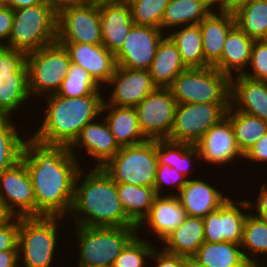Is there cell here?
I'll use <instances>...</instances> for the list:
<instances>
[{"mask_svg":"<svg viewBox=\"0 0 267 267\" xmlns=\"http://www.w3.org/2000/svg\"><path fill=\"white\" fill-rule=\"evenodd\" d=\"M69 146L44 144L32 136L25 139L21 160L33 184L36 217L69 216L74 184L81 166Z\"/></svg>","mask_w":267,"mask_h":267,"instance_id":"6da1fadb","label":"cell"},{"mask_svg":"<svg viewBox=\"0 0 267 267\" xmlns=\"http://www.w3.org/2000/svg\"><path fill=\"white\" fill-rule=\"evenodd\" d=\"M84 172L82 168L78 171L74 184V201L69 213L75 217L74 224L86 227L137 226L126 215L113 179L101 167H93L87 174Z\"/></svg>","mask_w":267,"mask_h":267,"instance_id":"7a4b0ae2","label":"cell"},{"mask_svg":"<svg viewBox=\"0 0 267 267\" xmlns=\"http://www.w3.org/2000/svg\"><path fill=\"white\" fill-rule=\"evenodd\" d=\"M103 95L67 98L56 94L45 96V115L31 136L44 144L70 146L81 129L101 115Z\"/></svg>","mask_w":267,"mask_h":267,"instance_id":"3957f363","label":"cell"},{"mask_svg":"<svg viewBox=\"0 0 267 267\" xmlns=\"http://www.w3.org/2000/svg\"><path fill=\"white\" fill-rule=\"evenodd\" d=\"M14 18L8 43L4 45L26 54L57 40V9L40 4L13 10Z\"/></svg>","mask_w":267,"mask_h":267,"instance_id":"277c9868","label":"cell"},{"mask_svg":"<svg viewBox=\"0 0 267 267\" xmlns=\"http://www.w3.org/2000/svg\"><path fill=\"white\" fill-rule=\"evenodd\" d=\"M79 245L78 267L113 266L115 259L138 234L137 226L86 227L75 225Z\"/></svg>","mask_w":267,"mask_h":267,"instance_id":"5b68a950","label":"cell"},{"mask_svg":"<svg viewBox=\"0 0 267 267\" xmlns=\"http://www.w3.org/2000/svg\"><path fill=\"white\" fill-rule=\"evenodd\" d=\"M60 216L20 217L18 249L20 267H50L60 236ZM58 225V226H57ZM22 260V261H21ZM23 262V265H21Z\"/></svg>","mask_w":267,"mask_h":267,"instance_id":"8992f818","label":"cell"},{"mask_svg":"<svg viewBox=\"0 0 267 267\" xmlns=\"http://www.w3.org/2000/svg\"><path fill=\"white\" fill-rule=\"evenodd\" d=\"M168 88L177 104L230 103L231 78L213 66L187 68Z\"/></svg>","mask_w":267,"mask_h":267,"instance_id":"52a82bcc","label":"cell"},{"mask_svg":"<svg viewBox=\"0 0 267 267\" xmlns=\"http://www.w3.org/2000/svg\"><path fill=\"white\" fill-rule=\"evenodd\" d=\"M158 158L156 140L122 146L101 168L115 183L154 187Z\"/></svg>","mask_w":267,"mask_h":267,"instance_id":"ba28073f","label":"cell"},{"mask_svg":"<svg viewBox=\"0 0 267 267\" xmlns=\"http://www.w3.org/2000/svg\"><path fill=\"white\" fill-rule=\"evenodd\" d=\"M70 64L68 51L57 41L27 53L26 66L31 98L56 94Z\"/></svg>","mask_w":267,"mask_h":267,"instance_id":"9c48e42d","label":"cell"},{"mask_svg":"<svg viewBox=\"0 0 267 267\" xmlns=\"http://www.w3.org/2000/svg\"><path fill=\"white\" fill-rule=\"evenodd\" d=\"M56 41L102 44L99 4L79 2L58 8Z\"/></svg>","mask_w":267,"mask_h":267,"instance_id":"30bf717a","label":"cell"},{"mask_svg":"<svg viewBox=\"0 0 267 267\" xmlns=\"http://www.w3.org/2000/svg\"><path fill=\"white\" fill-rule=\"evenodd\" d=\"M230 103L177 104L174 122L168 140L195 145L226 115Z\"/></svg>","mask_w":267,"mask_h":267,"instance_id":"8fae6325","label":"cell"},{"mask_svg":"<svg viewBox=\"0 0 267 267\" xmlns=\"http://www.w3.org/2000/svg\"><path fill=\"white\" fill-rule=\"evenodd\" d=\"M177 102L169 88L157 87L134 108L140 131L147 140L170 138Z\"/></svg>","mask_w":267,"mask_h":267,"instance_id":"7c38bea8","label":"cell"},{"mask_svg":"<svg viewBox=\"0 0 267 267\" xmlns=\"http://www.w3.org/2000/svg\"><path fill=\"white\" fill-rule=\"evenodd\" d=\"M0 202L12 217H36L33 184L22 160L0 174Z\"/></svg>","mask_w":267,"mask_h":267,"instance_id":"4fadbf2b","label":"cell"},{"mask_svg":"<svg viewBox=\"0 0 267 267\" xmlns=\"http://www.w3.org/2000/svg\"><path fill=\"white\" fill-rule=\"evenodd\" d=\"M249 212L252 211L248 200L237 201L232 200L231 197L228 198L217 210L202 218L204 242L221 243L226 241L240 244L244 223Z\"/></svg>","mask_w":267,"mask_h":267,"instance_id":"5bb4252c","label":"cell"},{"mask_svg":"<svg viewBox=\"0 0 267 267\" xmlns=\"http://www.w3.org/2000/svg\"><path fill=\"white\" fill-rule=\"evenodd\" d=\"M164 36L161 29L134 24L121 49L115 54L117 66L148 70Z\"/></svg>","mask_w":267,"mask_h":267,"instance_id":"9a60e30c","label":"cell"},{"mask_svg":"<svg viewBox=\"0 0 267 267\" xmlns=\"http://www.w3.org/2000/svg\"><path fill=\"white\" fill-rule=\"evenodd\" d=\"M195 145L199 151V160L211 163L214 167L233 164L236 158L240 159L239 161L241 158L245 160L236 143L231 122L226 116L211 126Z\"/></svg>","mask_w":267,"mask_h":267,"instance_id":"2e32d148","label":"cell"},{"mask_svg":"<svg viewBox=\"0 0 267 267\" xmlns=\"http://www.w3.org/2000/svg\"><path fill=\"white\" fill-rule=\"evenodd\" d=\"M108 86L113 88L109 99L103 105L135 107L157 87L148 70L118 67L109 79Z\"/></svg>","mask_w":267,"mask_h":267,"instance_id":"e0dca14e","label":"cell"},{"mask_svg":"<svg viewBox=\"0 0 267 267\" xmlns=\"http://www.w3.org/2000/svg\"><path fill=\"white\" fill-rule=\"evenodd\" d=\"M60 44L64 45L68 51L71 63L81 66L86 70L100 87L107 85L117 68L115 54L108 51L103 44Z\"/></svg>","mask_w":267,"mask_h":267,"instance_id":"ac0fdd59","label":"cell"},{"mask_svg":"<svg viewBox=\"0 0 267 267\" xmlns=\"http://www.w3.org/2000/svg\"><path fill=\"white\" fill-rule=\"evenodd\" d=\"M96 120L85 125L78 137L69 146V151L77 158V152L75 149L82 148L86 150L87 154L96 161L94 167H102L109 159L114 157L120 150V146L115 141L110 128L103 117V120L98 118ZM102 120V121H100Z\"/></svg>","mask_w":267,"mask_h":267,"instance_id":"d6986e66","label":"cell"},{"mask_svg":"<svg viewBox=\"0 0 267 267\" xmlns=\"http://www.w3.org/2000/svg\"><path fill=\"white\" fill-rule=\"evenodd\" d=\"M187 217L178 197L170 193L156 195L149 214L137 226L138 232L147 227L153 235L162 241L175 230ZM146 225V226H145ZM142 228V229H141Z\"/></svg>","mask_w":267,"mask_h":267,"instance_id":"ffe728a7","label":"cell"},{"mask_svg":"<svg viewBox=\"0 0 267 267\" xmlns=\"http://www.w3.org/2000/svg\"><path fill=\"white\" fill-rule=\"evenodd\" d=\"M102 44L113 54L122 47L134 25L130 6L126 0L99 4Z\"/></svg>","mask_w":267,"mask_h":267,"instance_id":"44dd1931","label":"cell"},{"mask_svg":"<svg viewBox=\"0 0 267 267\" xmlns=\"http://www.w3.org/2000/svg\"><path fill=\"white\" fill-rule=\"evenodd\" d=\"M176 195L186 211L187 216L206 217L210 212L217 210L229 196H224L222 190L200 179H191Z\"/></svg>","mask_w":267,"mask_h":267,"instance_id":"7402d4cb","label":"cell"},{"mask_svg":"<svg viewBox=\"0 0 267 267\" xmlns=\"http://www.w3.org/2000/svg\"><path fill=\"white\" fill-rule=\"evenodd\" d=\"M230 105L267 121V81L254 80L243 74L231 77Z\"/></svg>","mask_w":267,"mask_h":267,"instance_id":"603a6c76","label":"cell"},{"mask_svg":"<svg viewBox=\"0 0 267 267\" xmlns=\"http://www.w3.org/2000/svg\"><path fill=\"white\" fill-rule=\"evenodd\" d=\"M235 25L233 13L212 10L200 23L204 60L213 66L222 56L229 30Z\"/></svg>","mask_w":267,"mask_h":267,"instance_id":"cb8c5ba5","label":"cell"},{"mask_svg":"<svg viewBox=\"0 0 267 267\" xmlns=\"http://www.w3.org/2000/svg\"><path fill=\"white\" fill-rule=\"evenodd\" d=\"M253 42L254 40L235 24L226 36L221 58L213 67L230 78L235 74H243L249 66Z\"/></svg>","mask_w":267,"mask_h":267,"instance_id":"d4e9b609","label":"cell"},{"mask_svg":"<svg viewBox=\"0 0 267 267\" xmlns=\"http://www.w3.org/2000/svg\"><path fill=\"white\" fill-rule=\"evenodd\" d=\"M103 113H105L104 119L110 131L120 147L140 144L147 140L140 131L134 107L102 105L101 115Z\"/></svg>","mask_w":267,"mask_h":267,"instance_id":"484cf974","label":"cell"},{"mask_svg":"<svg viewBox=\"0 0 267 267\" xmlns=\"http://www.w3.org/2000/svg\"><path fill=\"white\" fill-rule=\"evenodd\" d=\"M164 251L192 258L204 243V222L201 217L187 216L162 241Z\"/></svg>","mask_w":267,"mask_h":267,"instance_id":"4316f807","label":"cell"},{"mask_svg":"<svg viewBox=\"0 0 267 267\" xmlns=\"http://www.w3.org/2000/svg\"><path fill=\"white\" fill-rule=\"evenodd\" d=\"M186 69L176 44L166 34L159 42L153 62L148 69L153 83L156 87L168 88Z\"/></svg>","mask_w":267,"mask_h":267,"instance_id":"83f0119b","label":"cell"},{"mask_svg":"<svg viewBox=\"0 0 267 267\" xmlns=\"http://www.w3.org/2000/svg\"><path fill=\"white\" fill-rule=\"evenodd\" d=\"M203 267H246V260L240 244L232 242H204L191 258Z\"/></svg>","mask_w":267,"mask_h":267,"instance_id":"f1b7e54d","label":"cell"},{"mask_svg":"<svg viewBox=\"0 0 267 267\" xmlns=\"http://www.w3.org/2000/svg\"><path fill=\"white\" fill-rule=\"evenodd\" d=\"M211 11L202 0H169L162 18L161 30L165 33L172 28L199 24Z\"/></svg>","mask_w":267,"mask_h":267,"instance_id":"f546056e","label":"cell"},{"mask_svg":"<svg viewBox=\"0 0 267 267\" xmlns=\"http://www.w3.org/2000/svg\"><path fill=\"white\" fill-rule=\"evenodd\" d=\"M165 34L176 44L181 59L187 68L209 67L204 60L199 24L182 26L179 27V30L177 28L176 30L172 29Z\"/></svg>","mask_w":267,"mask_h":267,"instance_id":"4dcf8cb0","label":"cell"},{"mask_svg":"<svg viewBox=\"0 0 267 267\" xmlns=\"http://www.w3.org/2000/svg\"><path fill=\"white\" fill-rule=\"evenodd\" d=\"M156 154L158 165H169L186 178L191 173L190 165L195 164L193 161L195 159L198 161L200 158L196 145L173 142L168 139L156 140Z\"/></svg>","mask_w":267,"mask_h":267,"instance_id":"1f68e13d","label":"cell"},{"mask_svg":"<svg viewBox=\"0 0 267 267\" xmlns=\"http://www.w3.org/2000/svg\"><path fill=\"white\" fill-rule=\"evenodd\" d=\"M116 189L126 215L138 226L150 212L156 196L154 187L116 183Z\"/></svg>","mask_w":267,"mask_h":267,"instance_id":"d6a6232c","label":"cell"},{"mask_svg":"<svg viewBox=\"0 0 267 267\" xmlns=\"http://www.w3.org/2000/svg\"><path fill=\"white\" fill-rule=\"evenodd\" d=\"M225 116L231 122L236 143L243 154L267 133V121L235 110L231 105Z\"/></svg>","mask_w":267,"mask_h":267,"instance_id":"836d02e7","label":"cell"},{"mask_svg":"<svg viewBox=\"0 0 267 267\" xmlns=\"http://www.w3.org/2000/svg\"><path fill=\"white\" fill-rule=\"evenodd\" d=\"M28 74L0 76V114L12 119L13 113L30 99Z\"/></svg>","mask_w":267,"mask_h":267,"instance_id":"e575fe53","label":"cell"},{"mask_svg":"<svg viewBox=\"0 0 267 267\" xmlns=\"http://www.w3.org/2000/svg\"><path fill=\"white\" fill-rule=\"evenodd\" d=\"M235 24L253 40H267V0H251L234 13Z\"/></svg>","mask_w":267,"mask_h":267,"instance_id":"d590c367","label":"cell"},{"mask_svg":"<svg viewBox=\"0 0 267 267\" xmlns=\"http://www.w3.org/2000/svg\"><path fill=\"white\" fill-rule=\"evenodd\" d=\"M240 246L248 263L263 265V261L257 257L259 254L267 256V221L249 212L244 223Z\"/></svg>","mask_w":267,"mask_h":267,"instance_id":"8d00e7d4","label":"cell"},{"mask_svg":"<svg viewBox=\"0 0 267 267\" xmlns=\"http://www.w3.org/2000/svg\"><path fill=\"white\" fill-rule=\"evenodd\" d=\"M12 119L0 121V174L21 160L24 149L25 135L20 136V130Z\"/></svg>","mask_w":267,"mask_h":267,"instance_id":"74e56055","label":"cell"},{"mask_svg":"<svg viewBox=\"0 0 267 267\" xmlns=\"http://www.w3.org/2000/svg\"><path fill=\"white\" fill-rule=\"evenodd\" d=\"M102 88L81 66L71 63L67 75L56 95L73 98L87 95H102Z\"/></svg>","mask_w":267,"mask_h":267,"instance_id":"f35d334b","label":"cell"},{"mask_svg":"<svg viewBox=\"0 0 267 267\" xmlns=\"http://www.w3.org/2000/svg\"><path fill=\"white\" fill-rule=\"evenodd\" d=\"M135 25L161 29L164 11L169 0H126Z\"/></svg>","mask_w":267,"mask_h":267,"instance_id":"ab89813d","label":"cell"},{"mask_svg":"<svg viewBox=\"0 0 267 267\" xmlns=\"http://www.w3.org/2000/svg\"><path fill=\"white\" fill-rule=\"evenodd\" d=\"M155 247L137 234L115 259L113 267H146Z\"/></svg>","mask_w":267,"mask_h":267,"instance_id":"60d3db41","label":"cell"},{"mask_svg":"<svg viewBox=\"0 0 267 267\" xmlns=\"http://www.w3.org/2000/svg\"><path fill=\"white\" fill-rule=\"evenodd\" d=\"M25 52L0 46V76L28 74Z\"/></svg>","mask_w":267,"mask_h":267,"instance_id":"b9f144b4","label":"cell"},{"mask_svg":"<svg viewBox=\"0 0 267 267\" xmlns=\"http://www.w3.org/2000/svg\"><path fill=\"white\" fill-rule=\"evenodd\" d=\"M249 64L251 70L249 73L245 71L243 75L254 80L267 81V40H254Z\"/></svg>","mask_w":267,"mask_h":267,"instance_id":"7bdbcfd3","label":"cell"},{"mask_svg":"<svg viewBox=\"0 0 267 267\" xmlns=\"http://www.w3.org/2000/svg\"><path fill=\"white\" fill-rule=\"evenodd\" d=\"M187 178L180 174L175 168L169 165H158L156 172V180L154 184V190L156 195H165L163 190L166 188L165 185L177 188V193L174 191L171 195H177L181 188L186 184Z\"/></svg>","mask_w":267,"mask_h":267,"instance_id":"ee69618b","label":"cell"},{"mask_svg":"<svg viewBox=\"0 0 267 267\" xmlns=\"http://www.w3.org/2000/svg\"><path fill=\"white\" fill-rule=\"evenodd\" d=\"M20 218L12 217L7 223L0 227V252L18 249V231Z\"/></svg>","mask_w":267,"mask_h":267,"instance_id":"f6af8a7d","label":"cell"},{"mask_svg":"<svg viewBox=\"0 0 267 267\" xmlns=\"http://www.w3.org/2000/svg\"><path fill=\"white\" fill-rule=\"evenodd\" d=\"M151 259L156 262L154 267H183L187 257L174 255L155 247L150 256Z\"/></svg>","mask_w":267,"mask_h":267,"instance_id":"bcb514c9","label":"cell"},{"mask_svg":"<svg viewBox=\"0 0 267 267\" xmlns=\"http://www.w3.org/2000/svg\"><path fill=\"white\" fill-rule=\"evenodd\" d=\"M13 18V10L6 4H0V46L6 45L9 41L12 31Z\"/></svg>","mask_w":267,"mask_h":267,"instance_id":"7dc6e473","label":"cell"},{"mask_svg":"<svg viewBox=\"0 0 267 267\" xmlns=\"http://www.w3.org/2000/svg\"><path fill=\"white\" fill-rule=\"evenodd\" d=\"M244 158L254 163L267 162V133L244 154Z\"/></svg>","mask_w":267,"mask_h":267,"instance_id":"c3c4849f","label":"cell"},{"mask_svg":"<svg viewBox=\"0 0 267 267\" xmlns=\"http://www.w3.org/2000/svg\"><path fill=\"white\" fill-rule=\"evenodd\" d=\"M255 203L248 200L250 208L256 210V217L267 221V183H262Z\"/></svg>","mask_w":267,"mask_h":267,"instance_id":"681fc988","label":"cell"},{"mask_svg":"<svg viewBox=\"0 0 267 267\" xmlns=\"http://www.w3.org/2000/svg\"><path fill=\"white\" fill-rule=\"evenodd\" d=\"M19 250H7L0 252V267H20Z\"/></svg>","mask_w":267,"mask_h":267,"instance_id":"f907efd6","label":"cell"},{"mask_svg":"<svg viewBox=\"0 0 267 267\" xmlns=\"http://www.w3.org/2000/svg\"><path fill=\"white\" fill-rule=\"evenodd\" d=\"M49 4L46 0H9L6 5L12 10H17L20 8H26L29 6Z\"/></svg>","mask_w":267,"mask_h":267,"instance_id":"816d5d0a","label":"cell"},{"mask_svg":"<svg viewBox=\"0 0 267 267\" xmlns=\"http://www.w3.org/2000/svg\"><path fill=\"white\" fill-rule=\"evenodd\" d=\"M249 1L251 0H222L221 7L217 11L234 13Z\"/></svg>","mask_w":267,"mask_h":267,"instance_id":"f5cc1de1","label":"cell"},{"mask_svg":"<svg viewBox=\"0 0 267 267\" xmlns=\"http://www.w3.org/2000/svg\"><path fill=\"white\" fill-rule=\"evenodd\" d=\"M11 218L12 216L8 213L6 208L0 202V227L7 223Z\"/></svg>","mask_w":267,"mask_h":267,"instance_id":"db71d44e","label":"cell"},{"mask_svg":"<svg viewBox=\"0 0 267 267\" xmlns=\"http://www.w3.org/2000/svg\"><path fill=\"white\" fill-rule=\"evenodd\" d=\"M47 3L52 4L56 9L61 6L68 5L71 3H79L81 0H46Z\"/></svg>","mask_w":267,"mask_h":267,"instance_id":"11a10c76","label":"cell"},{"mask_svg":"<svg viewBox=\"0 0 267 267\" xmlns=\"http://www.w3.org/2000/svg\"><path fill=\"white\" fill-rule=\"evenodd\" d=\"M202 1L206 5H208L212 10L219 9L221 7V4H222V0H202Z\"/></svg>","mask_w":267,"mask_h":267,"instance_id":"9f6ffc18","label":"cell"},{"mask_svg":"<svg viewBox=\"0 0 267 267\" xmlns=\"http://www.w3.org/2000/svg\"><path fill=\"white\" fill-rule=\"evenodd\" d=\"M122 0H81L83 3L101 4V3H116Z\"/></svg>","mask_w":267,"mask_h":267,"instance_id":"6f0895ef","label":"cell"},{"mask_svg":"<svg viewBox=\"0 0 267 267\" xmlns=\"http://www.w3.org/2000/svg\"><path fill=\"white\" fill-rule=\"evenodd\" d=\"M183 267H203L198 265L193 259L187 258L184 262Z\"/></svg>","mask_w":267,"mask_h":267,"instance_id":"680465c9","label":"cell"},{"mask_svg":"<svg viewBox=\"0 0 267 267\" xmlns=\"http://www.w3.org/2000/svg\"><path fill=\"white\" fill-rule=\"evenodd\" d=\"M246 267H263V265H257V264H248Z\"/></svg>","mask_w":267,"mask_h":267,"instance_id":"91938a15","label":"cell"},{"mask_svg":"<svg viewBox=\"0 0 267 267\" xmlns=\"http://www.w3.org/2000/svg\"><path fill=\"white\" fill-rule=\"evenodd\" d=\"M9 0H0V4H6Z\"/></svg>","mask_w":267,"mask_h":267,"instance_id":"94428289","label":"cell"},{"mask_svg":"<svg viewBox=\"0 0 267 267\" xmlns=\"http://www.w3.org/2000/svg\"><path fill=\"white\" fill-rule=\"evenodd\" d=\"M98 267H113L111 265H103V266H98Z\"/></svg>","mask_w":267,"mask_h":267,"instance_id":"6125c7cd","label":"cell"},{"mask_svg":"<svg viewBox=\"0 0 267 267\" xmlns=\"http://www.w3.org/2000/svg\"><path fill=\"white\" fill-rule=\"evenodd\" d=\"M5 118L0 114V121L4 120Z\"/></svg>","mask_w":267,"mask_h":267,"instance_id":"be15d7a7","label":"cell"}]
</instances>
